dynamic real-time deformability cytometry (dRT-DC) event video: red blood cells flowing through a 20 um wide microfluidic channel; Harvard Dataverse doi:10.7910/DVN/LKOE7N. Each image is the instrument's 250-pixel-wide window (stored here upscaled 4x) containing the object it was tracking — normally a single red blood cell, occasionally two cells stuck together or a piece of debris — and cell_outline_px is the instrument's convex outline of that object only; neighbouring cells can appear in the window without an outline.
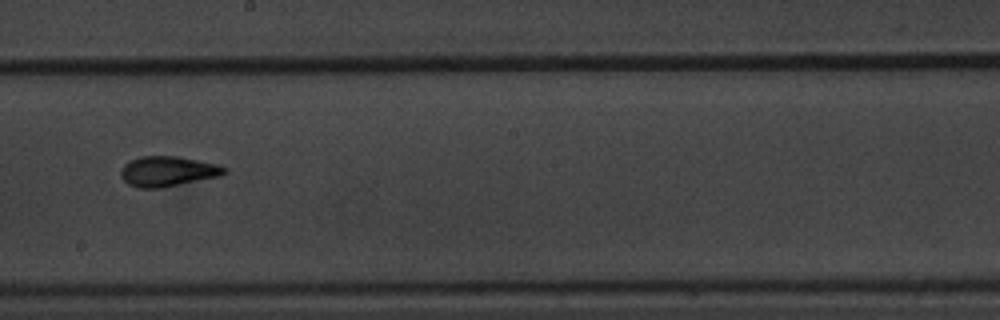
{"species": "common noctule bat (a hibernating species)", "species_latin": "Nyctalus noctula", "temperature_condition": "warm", "stored_images_in_passage": 16, "camera_frame_rate_fps": 3000, "um_per_image_px": 0.085, "animal": {"sex": "male", "body_mass_g": 20.1, "forearm_length_mm": 53.5}, "frame": {"image": 1, "passage_image": 10, "time_ms": 3.0, "image_size_px": [1000, 320], "cell_outline_px": [[228, 172], [220, 176], [160, 188], [140, 188], [128, 184], [120, 176], [120, 172], [124, 164], [140, 156], [176, 156], [220, 164], [228, 168]], "centroid_in_image_um": [14.29, 14.56], "position_along_channel_um": 233.9, "area_um2": 18.26}}